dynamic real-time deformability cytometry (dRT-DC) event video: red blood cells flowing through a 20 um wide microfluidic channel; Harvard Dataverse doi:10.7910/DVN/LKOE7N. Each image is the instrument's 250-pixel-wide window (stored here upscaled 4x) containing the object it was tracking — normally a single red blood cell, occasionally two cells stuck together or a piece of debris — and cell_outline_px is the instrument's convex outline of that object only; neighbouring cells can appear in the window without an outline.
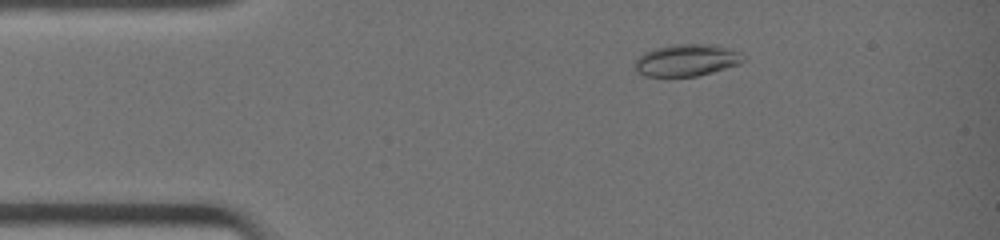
{"species": "common noctule bat (a hibernating species)", "species_latin": "Nyctalus noctula", "temperature_condition": "warm", "stored_images_in_passage": 37, "camera_frame_rate_fps": 3000, "um_per_image_px": 0.085, "animal": {"sex": "female", "body_mass_g": 19.0, "forearm_length_mm": 51.5}, "frame": {"image": 1, "passage_image": 4, "time_ms": 1.0, "image_size_px": [1000, 240], "cell_outline_px": [[744, 60], [740, 64], [712, 72], [696, 76], [644, 76], [636, 72], [632, 64], [644, 52], [668, 44], [712, 44], [740, 52], [744, 56]], "centroid_in_image_um": [58.33, 5.11], "position_along_channel_um": 26.7, "area_um2": 20.29}}
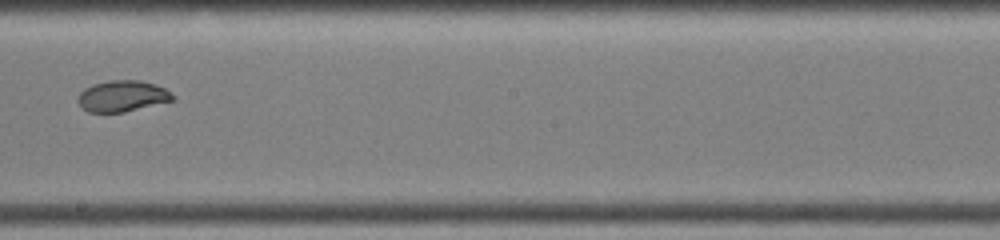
{"frame": {"image": 2, "passage_image": 21, "time_ms": 6.667, "image_size_px": [1000, 240], "cell_outline_px": [[176, 100], [124, 112], [88, 112], [76, 100], [80, 92], [84, 88], [92, 84], [108, 80], [140, 80], [156, 84], [164, 88], [176, 96]], "centroid_in_image_um": [10.42, 8.16], "position_along_channel_um": 237.8, "area_um2": 17.4}}
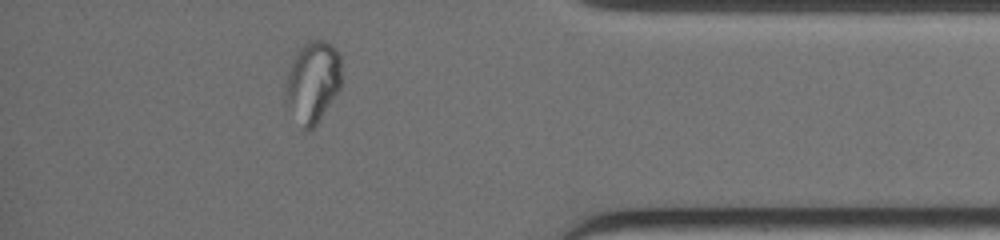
{"frame": {"image": 3, "passage_image": 33, "time_ms": 10.667, "image_size_px": [1000, 240], "cell_outline_px": [[340, 88], [316, 124], [312, 128], [304, 132], [284, 100], [284, 84], [292, 56], [308, 40], [324, 40], [332, 44], [336, 48], [340, 56]], "centroid_in_image_um": [26.54, 6.94], "position_along_channel_um": 408.7, "area_um2": 26.82}}